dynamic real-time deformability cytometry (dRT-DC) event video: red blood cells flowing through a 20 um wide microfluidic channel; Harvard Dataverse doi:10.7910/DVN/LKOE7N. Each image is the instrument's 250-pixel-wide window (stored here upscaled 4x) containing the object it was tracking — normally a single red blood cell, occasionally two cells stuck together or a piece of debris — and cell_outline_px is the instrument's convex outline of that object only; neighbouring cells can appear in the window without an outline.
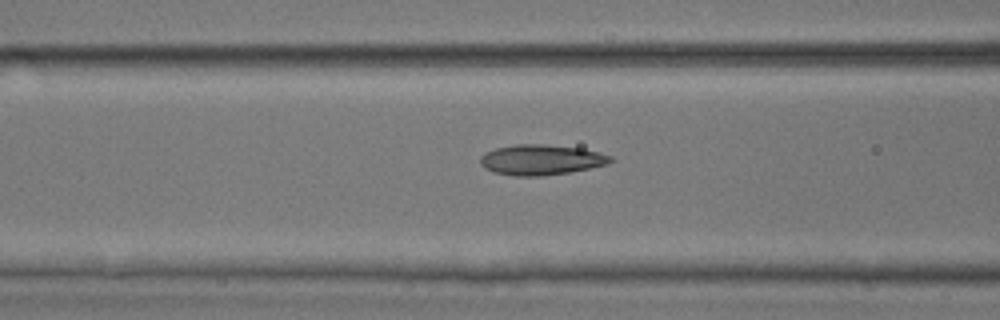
{"species": "common noctule bat (a hibernating species)", "species_latin": "Nyctalus noctula", "temperature_condition": "room temperature", "stored_images_in_passage": 24, "camera_frame_rate_fps": 3000, "um_per_image_px": 0.085, "animal": {"sex": "male", "body_mass_g": 17.9, "forearm_length_mm": 54.2}, "frame": {"image": 1, "passage_image": 4, "time_ms": 1.0, "image_size_px": [1000, 320], "cell_outline_px": [[616, 160], [608, 164], [568, 172], [540, 176], [512, 176], [492, 172], [484, 168], [480, 164], [480, 156], [484, 152], [496, 148], [516, 144], [544, 144], [580, 148], [612, 156]], "centroid_in_image_um": [45.95, 13.58], "position_along_channel_um": 120.6, "area_um2": 23.12}}
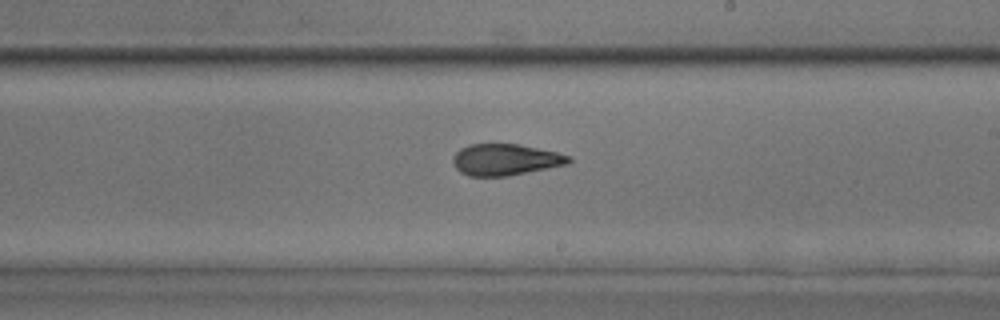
{"frame": {"image": 2, "passage_image": 13, "time_ms": 4.0, "image_size_px": [1000, 320], "cell_outline_px": [[572, 160], [568, 164], [508, 176], [468, 176], [460, 172], [452, 164], [452, 156], [460, 148], [468, 144], [520, 144], [556, 152], [572, 156]], "centroid_in_image_um": [42.93, 13.57], "position_along_channel_um": 246.1, "area_um2": 21.39}}
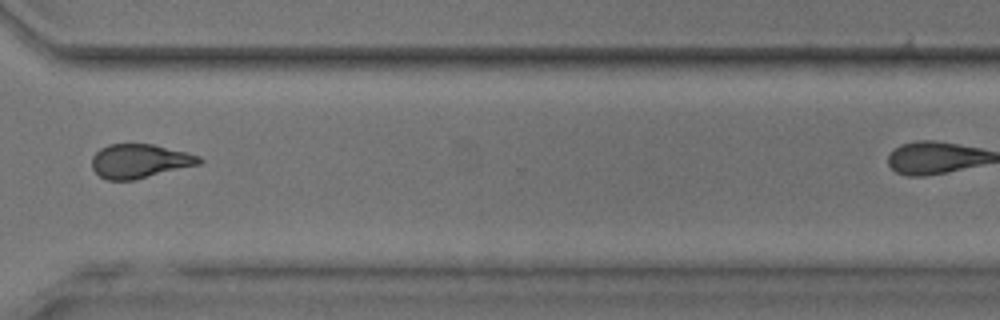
{"frame": {"image": 3, "passage_image": 21, "time_ms": 6.667, "image_size_px": [1000, 320], "cell_outline_px": [[204, 160], [200, 164], [132, 180], [108, 180], [100, 176], [92, 168], [92, 156], [100, 148], [108, 144], [152, 144], [188, 152], [200, 156]], "centroid_in_image_um": [11.88, 13.68], "position_along_channel_um": 358.7, "area_um2": 21.21}}